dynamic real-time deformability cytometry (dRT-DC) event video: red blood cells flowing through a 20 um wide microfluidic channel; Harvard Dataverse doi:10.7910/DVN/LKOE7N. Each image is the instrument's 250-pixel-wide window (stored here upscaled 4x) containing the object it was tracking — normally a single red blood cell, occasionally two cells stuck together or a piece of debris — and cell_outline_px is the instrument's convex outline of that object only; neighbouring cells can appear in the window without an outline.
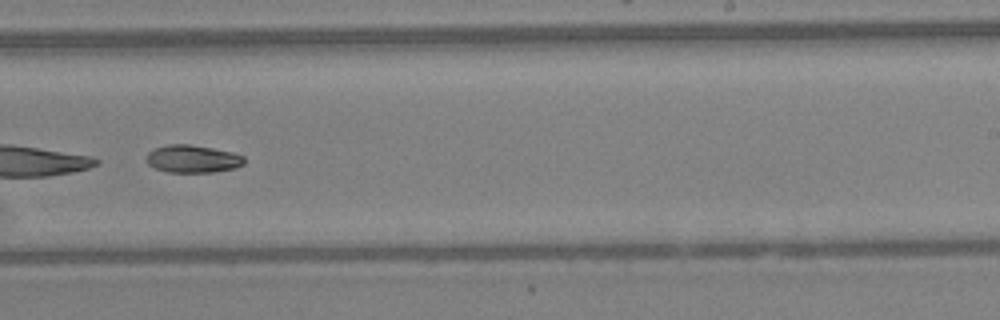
{"species": "Egyptian fruit bat (a non-hibernating species)", "species_latin": "Rousettus aegyptiacus", "temperature_condition": "warm", "stored_images_in_passage": 40, "camera_frame_rate_fps": 3000, "um_per_image_px": 0.085, "animal": {"sex": "female"}, "frame": {"image": 1, "passage_image": 23, "time_ms": 7.333, "image_size_px": [1000, 320], "cell_outline_px": [[244, 164], [236, 168], [212, 172], [168, 172], [156, 168], [148, 164], [144, 160], [148, 152], [152, 148], [168, 144], [188, 144], [212, 148], [232, 152], [244, 156]], "centroid_in_image_um": [16.34, 13.5], "position_along_channel_um": 272.7, "area_um2": 15.9}}